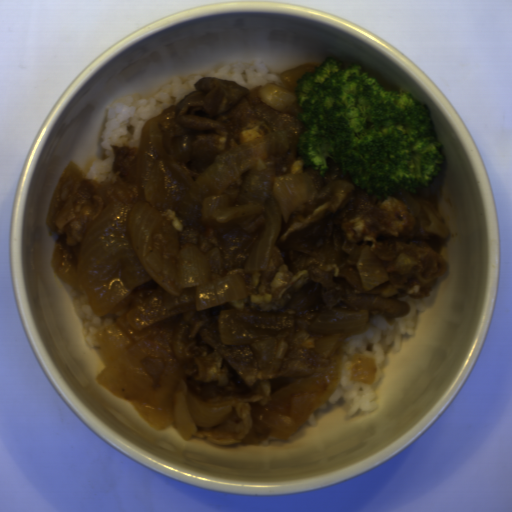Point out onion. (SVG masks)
Returning a JSON list of instances; mask_svg holds the SVG:
<instances>
[{
    "instance_id": "obj_7",
    "label": "onion",
    "mask_w": 512,
    "mask_h": 512,
    "mask_svg": "<svg viewBox=\"0 0 512 512\" xmlns=\"http://www.w3.org/2000/svg\"><path fill=\"white\" fill-rule=\"evenodd\" d=\"M355 265L362 286L367 290L389 278L383 261L370 251L369 245L360 249Z\"/></svg>"
},
{
    "instance_id": "obj_1",
    "label": "onion",
    "mask_w": 512,
    "mask_h": 512,
    "mask_svg": "<svg viewBox=\"0 0 512 512\" xmlns=\"http://www.w3.org/2000/svg\"><path fill=\"white\" fill-rule=\"evenodd\" d=\"M158 178L145 183L143 201L109 202L89 223L77 265L58 271L84 286L94 314L102 315L140 284L158 287L97 333L105 363L97 381L129 400L150 427H176L189 440L196 427L214 426L231 409L207 407L187 386L176 357L145 340L142 329L189 310L244 300L239 276L213 280L211 265L195 246L181 243L178 227L153 204Z\"/></svg>"
},
{
    "instance_id": "obj_3",
    "label": "onion",
    "mask_w": 512,
    "mask_h": 512,
    "mask_svg": "<svg viewBox=\"0 0 512 512\" xmlns=\"http://www.w3.org/2000/svg\"><path fill=\"white\" fill-rule=\"evenodd\" d=\"M326 392L324 376L292 382L271 392L268 403L258 412L274 439H284L306 424Z\"/></svg>"
},
{
    "instance_id": "obj_2",
    "label": "onion",
    "mask_w": 512,
    "mask_h": 512,
    "mask_svg": "<svg viewBox=\"0 0 512 512\" xmlns=\"http://www.w3.org/2000/svg\"><path fill=\"white\" fill-rule=\"evenodd\" d=\"M287 150L285 130L271 132L218 154L194 181L182 165L169 162L188 187L179 214L200 205L206 223L258 234L243 264L246 274L267 268L283 223L319 195L310 173L274 176V157Z\"/></svg>"
},
{
    "instance_id": "obj_6",
    "label": "onion",
    "mask_w": 512,
    "mask_h": 512,
    "mask_svg": "<svg viewBox=\"0 0 512 512\" xmlns=\"http://www.w3.org/2000/svg\"><path fill=\"white\" fill-rule=\"evenodd\" d=\"M400 201L418 219L420 227L428 235H436L441 238L448 236V229L441 215L427 202L404 190H399Z\"/></svg>"
},
{
    "instance_id": "obj_5",
    "label": "onion",
    "mask_w": 512,
    "mask_h": 512,
    "mask_svg": "<svg viewBox=\"0 0 512 512\" xmlns=\"http://www.w3.org/2000/svg\"><path fill=\"white\" fill-rule=\"evenodd\" d=\"M219 337L226 346H249L261 363H269L276 352V340L265 331L248 329L236 322L232 310L218 314Z\"/></svg>"
},
{
    "instance_id": "obj_4",
    "label": "onion",
    "mask_w": 512,
    "mask_h": 512,
    "mask_svg": "<svg viewBox=\"0 0 512 512\" xmlns=\"http://www.w3.org/2000/svg\"><path fill=\"white\" fill-rule=\"evenodd\" d=\"M368 321L367 310L333 308L320 312L307 329L319 336L314 349L325 357L339 350L345 339L364 333Z\"/></svg>"
}]
</instances>
